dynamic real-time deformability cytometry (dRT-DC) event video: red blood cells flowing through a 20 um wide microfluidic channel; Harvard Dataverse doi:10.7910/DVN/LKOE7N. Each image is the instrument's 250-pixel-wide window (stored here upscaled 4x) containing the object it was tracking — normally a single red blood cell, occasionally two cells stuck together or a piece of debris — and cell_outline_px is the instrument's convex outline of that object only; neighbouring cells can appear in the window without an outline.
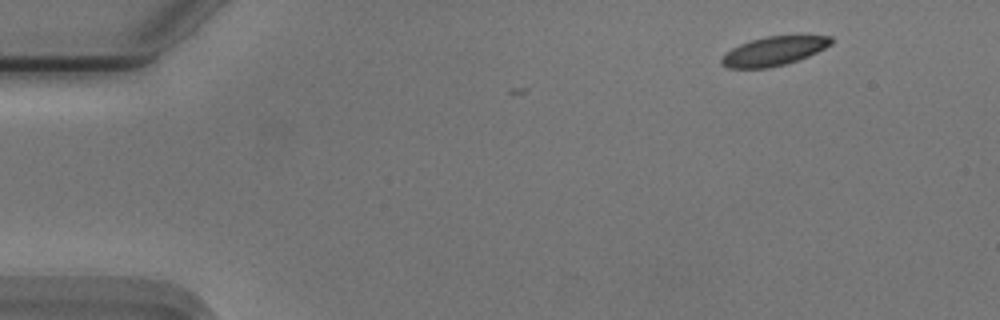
{"species": "Egyptian fruit bat (a non-hibernating species)", "species_latin": "Rousettus aegyptiacus", "temperature_condition": "cold", "stored_images_in_passage": 5, "camera_frame_rate_fps": 3000, "um_per_image_px": 0.085, "animal": {"sex": "male"}, "frame": {"image": 1, "passage_image": 1, "time_ms": 0.0, "image_size_px": [1000, 320], "cell_outline_px": [[832, 44], [808, 56], [784, 64], [768, 68], [728, 68], [720, 64], [720, 60], [732, 48], [740, 44], [764, 36], [800, 32], [832, 36]], "centroid_in_image_um": [65.86, 4.27], "position_along_channel_um": 19.1, "area_um2": 19.19}}